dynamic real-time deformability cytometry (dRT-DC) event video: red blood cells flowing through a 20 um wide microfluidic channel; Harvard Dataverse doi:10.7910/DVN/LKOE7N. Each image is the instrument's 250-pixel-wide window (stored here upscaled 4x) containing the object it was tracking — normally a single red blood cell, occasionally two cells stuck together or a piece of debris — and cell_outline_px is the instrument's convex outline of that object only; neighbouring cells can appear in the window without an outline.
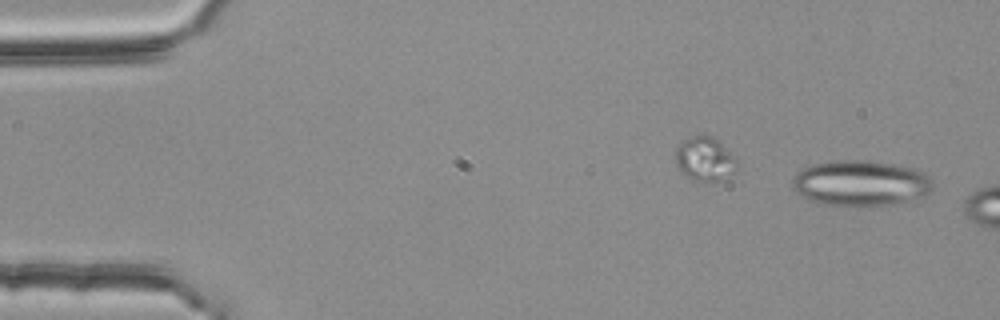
{"species": "common noctule bat (a hibernating species)", "species_latin": "Nyctalus noctula", "temperature_condition": "room temperature", "stored_images_in_passage": 2, "segment_of_instrument_passage": [2, 2], "camera_frame_rate_fps": 3000, "um_per_image_px": 0.085, "animal": {"sex": "female", "body_mass_g": 25.1}, "frame": {"image": 1, "passage_image": 2, "time_ms": 0.333, "image_size_px": [1000, 320], "cell_outline_px": [[932, 188], [924, 196], [908, 204], [824, 204], [808, 200], [800, 196], [792, 184], [792, 180], [796, 172], [812, 164], [836, 160], [868, 160], [916, 168], [924, 172], [932, 180]], "centroid_in_image_um": [73.19, 15.55], "position_along_channel_um": 11.8, "area_um2": 37.34}}